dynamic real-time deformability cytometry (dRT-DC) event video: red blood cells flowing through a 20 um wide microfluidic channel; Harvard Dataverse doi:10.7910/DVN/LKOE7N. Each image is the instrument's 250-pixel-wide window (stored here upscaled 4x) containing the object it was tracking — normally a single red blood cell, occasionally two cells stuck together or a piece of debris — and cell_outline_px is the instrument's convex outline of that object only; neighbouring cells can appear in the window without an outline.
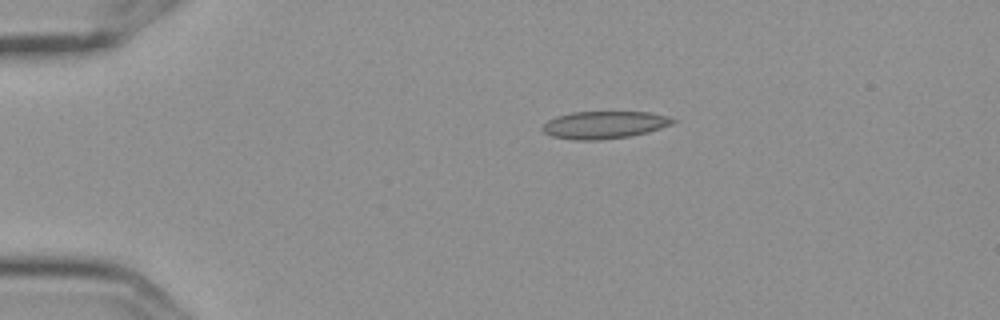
{"species": "Egyptian fruit bat (a non-hibernating species)", "species_latin": "Rousettus aegyptiacus", "temperature_condition": "cold", "stored_images_in_passage": 9, "camera_frame_rate_fps": 3000, "um_per_image_px": 0.085, "frame": {"image": 1, "passage_image": 3, "time_ms": 0.667, "image_size_px": [1000, 320], "cell_outline_px": [[676, 120], [672, 124], [648, 132], [632, 136], [600, 140], [572, 140], [552, 136], [544, 132], [540, 128], [548, 120], [556, 116], [572, 112], [648, 112], [668, 116]], "centroid_in_image_um": [51.34, 10.62], "position_along_channel_um": 33.7, "area_um2": 20.92}}
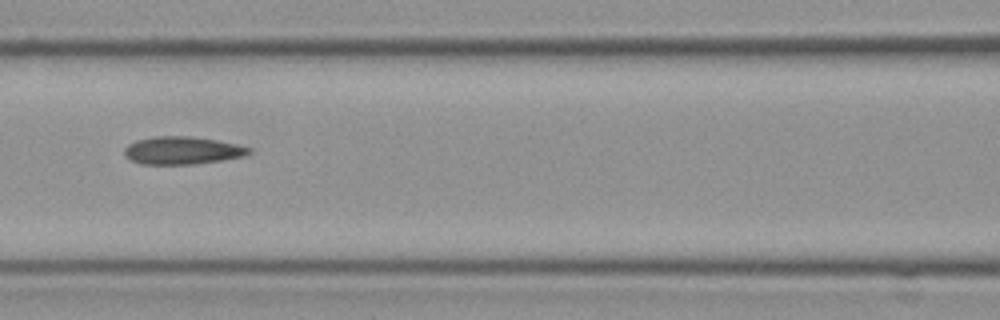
{"frame": {"image": 2, "passage_image": 7, "time_ms": 2.0, "image_size_px": [1000, 320], "cell_outline_px": [[252, 152], [240, 156], [220, 160], [192, 164], [140, 164], [124, 156], [124, 148], [128, 144], [136, 140], [156, 136], [188, 136], [216, 140], [236, 144], [252, 148]], "centroid_in_image_um": [15.44, 12.78], "position_along_channel_um": 151.2, "area_um2": 19.94}}
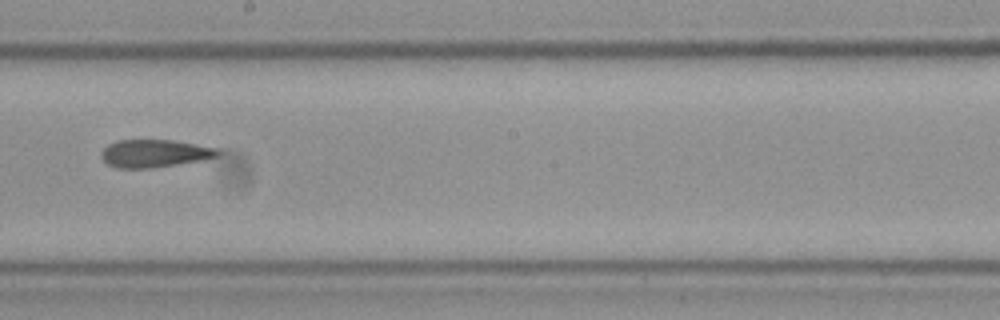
{"frame": {"image": 3, "passage_image": 9, "time_ms": 2.667, "image_size_px": [1000, 320], "cell_outline_px": [[224, 152], [216, 156], [200, 160], [152, 168], [116, 168], [108, 164], [100, 156], [100, 152], [108, 144], [116, 140], [172, 140], [220, 148]], "centroid_in_image_um": [13.14, 13.03], "position_along_channel_um": 235.1, "area_um2": 18.9}}